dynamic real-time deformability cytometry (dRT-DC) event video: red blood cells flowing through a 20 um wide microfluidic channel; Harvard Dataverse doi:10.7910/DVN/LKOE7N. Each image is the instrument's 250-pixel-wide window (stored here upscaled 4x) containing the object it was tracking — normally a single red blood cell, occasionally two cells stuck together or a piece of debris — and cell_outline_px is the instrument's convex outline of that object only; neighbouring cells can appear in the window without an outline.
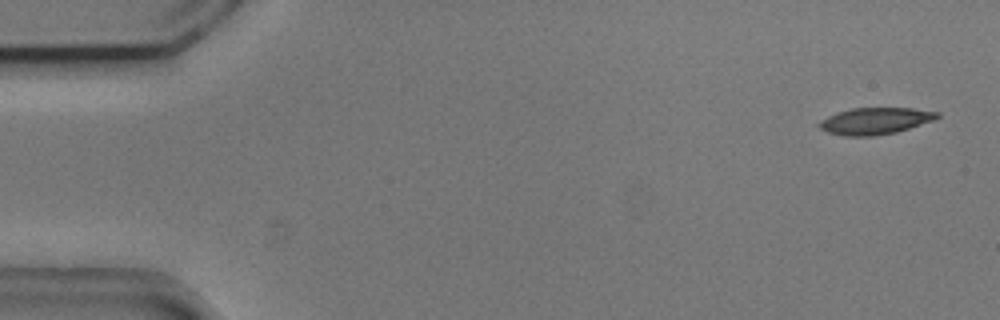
{"species": "common noctule bat (a hibernating species)", "species_latin": "Nyctalus noctula", "temperature_condition": "cold", "stored_images_in_passage": 6, "camera_frame_rate_fps": 3000, "um_per_image_px": 0.085, "animal": {"sex": "male", "body_mass_g": 20.5, "forearm_length_mm": 52.5}, "frame": {"image": 1, "passage_image": 1, "time_ms": 0.0, "image_size_px": [1000, 320], "cell_outline_px": [[940, 116], [932, 120], [896, 132], [876, 136], [844, 136], [828, 132], [820, 128], [816, 124], [828, 116], [852, 108], [912, 108], [940, 112]], "centroid_in_image_um": [74.38, 10.28], "position_along_channel_um": 10.6, "area_um2": 18.15}}
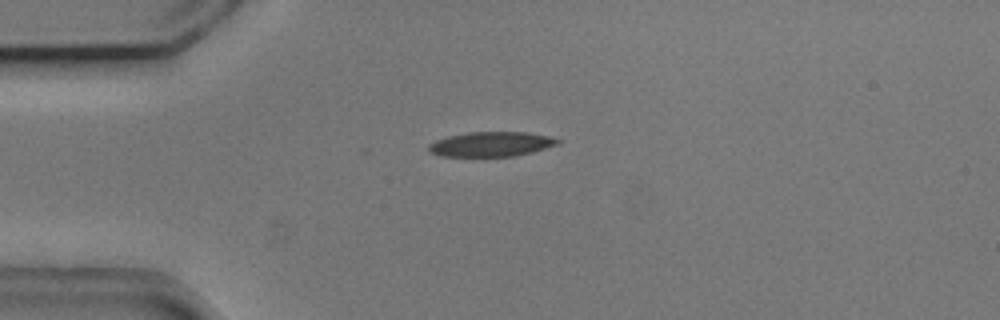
{"frame": {"image": 2, "passage_image": 4, "time_ms": 1.0, "image_size_px": [1000, 320], "cell_outline_px": [[560, 144], [532, 152], [516, 156], [440, 156], [428, 152], [428, 144], [436, 140], [448, 136], [468, 132], [524, 132], [548, 136], [560, 140]], "centroid_in_image_um": [41.73, 12.26], "position_along_channel_um": 43.3, "area_um2": 18.61}}